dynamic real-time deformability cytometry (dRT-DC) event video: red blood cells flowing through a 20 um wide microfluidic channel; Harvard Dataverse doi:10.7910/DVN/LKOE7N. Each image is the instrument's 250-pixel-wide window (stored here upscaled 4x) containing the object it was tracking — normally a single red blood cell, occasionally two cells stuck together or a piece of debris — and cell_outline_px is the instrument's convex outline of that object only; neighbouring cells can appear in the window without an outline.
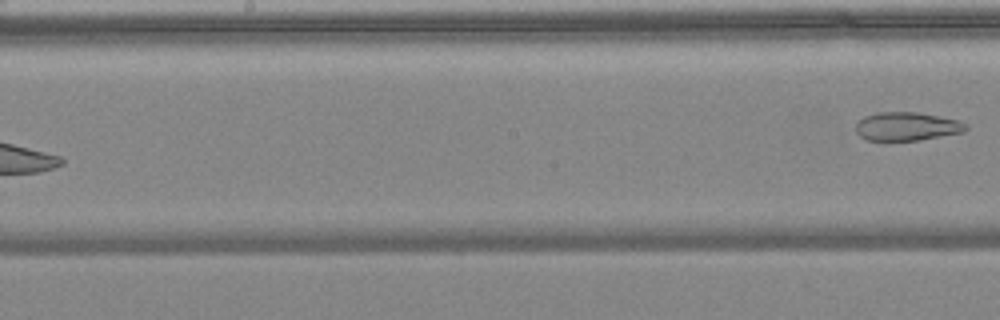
{"species": "common noctule bat (a hibernating species)", "species_latin": "Nyctalus noctula", "temperature_condition": "warm", "stored_images_in_passage": 7, "segment_of_instrument_passage": [2, 2], "camera_frame_rate_fps": 3000, "um_per_image_px": 0.085, "animal": {"sex": "female", "body_mass_g": 24.6, "forearm_length_mm": 56.2}, "frame": {"image": 1, "passage_image": 7, "time_ms": 2.0, "image_size_px": [1000, 320], "cell_outline_px": [[968, 128], [964, 132], [916, 140], [868, 140], [860, 136], [856, 132], [856, 124], [864, 116], [876, 112], [916, 112], [940, 116], [960, 120], [968, 124]], "centroid_in_image_um": [77.1, 10.73], "position_along_channel_um": 171.1, "area_um2": 18.26}}